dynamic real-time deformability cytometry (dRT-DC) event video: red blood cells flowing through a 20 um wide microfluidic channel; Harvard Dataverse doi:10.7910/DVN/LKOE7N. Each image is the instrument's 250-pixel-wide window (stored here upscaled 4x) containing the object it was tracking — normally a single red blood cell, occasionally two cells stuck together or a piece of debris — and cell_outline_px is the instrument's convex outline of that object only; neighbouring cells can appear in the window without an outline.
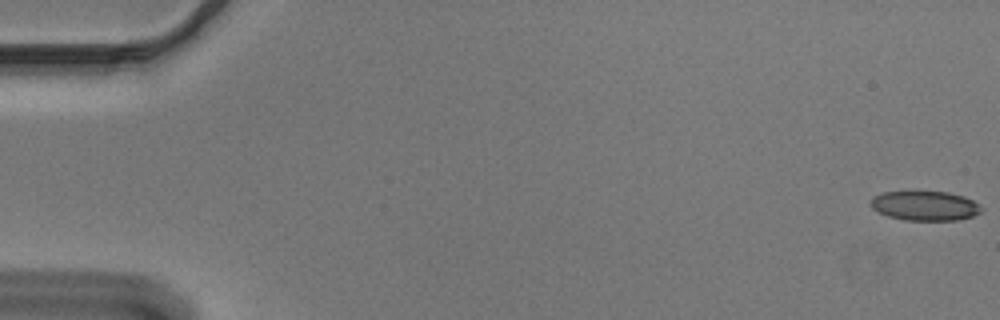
{"species": "Egyptian fruit bat (a non-hibernating species)", "species_latin": "Rousettus aegyptiacus", "temperature_condition": "cold", "stored_images_in_passage": 55, "camera_frame_rate_fps": 3000, "um_per_image_px": 0.085, "animal": {"sex": "male"}, "frame": {"image": 1, "passage_image": 1, "time_ms": 0.0, "image_size_px": [1000, 320], "cell_outline_px": [[984, 208], [980, 212], [972, 216], [956, 220], [904, 220], [888, 216], [872, 208], [868, 204], [872, 196], [884, 192], [948, 192], [964, 196], [980, 204]], "centroid_in_image_um": [78.61, 17.49], "position_along_channel_um": 6.4, "area_um2": 19.07}}
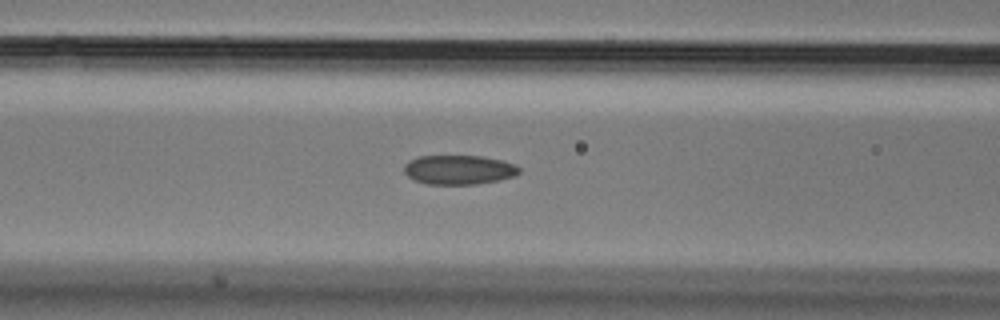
{"frame": {"image": 2, "passage_image": 23, "time_ms": 7.333, "image_size_px": [1000, 320], "cell_outline_px": [[520, 172], [516, 176], [500, 180], [476, 184], [428, 184], [412, 180], [404, 172], [404, 164], [408, 160], [416, 156], [484, 156], [504, 160], [516, 164], [520, 168]], "centroid_in_image_um": [39.02, 14.42], "position_along_channel_um": 127.6, "area_um2": 20.06}}
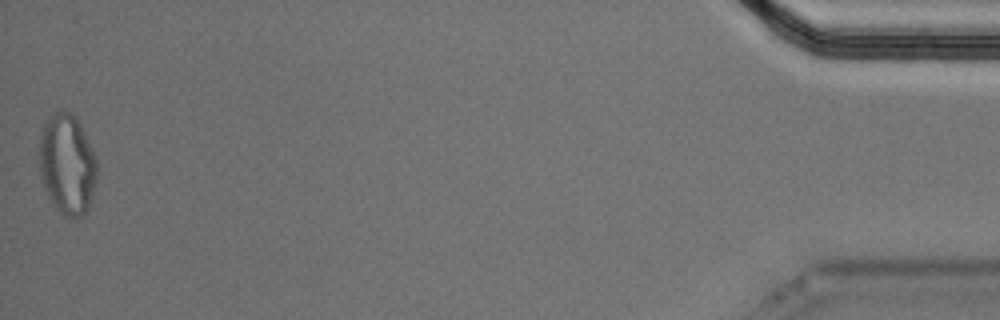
{"frame": {"image": 3, "passage_image": 55, "time_ms": 18.0, "image_size_px": [1000, 320], "cell_outline_px": [[96, 180], [88, 212], [84, 216], [64, 216], [56, 208], [48, 196], [44, 188], [40, 176], [40, 136], [44, 120], [48, 116], [56, 112], [68, 112], [76, 116], [96, 156]], "centroid_in_image_um": [5.71, 13.97], "position_along_channel_um": 429.5, "area_um2": 33.81}, "authors_computed_cell_mechanics": {"area_um2": 20.2878, "velocity_mm_per_s": 3.6734, "shape_relaxation_time_tau1_ms": 8.9642, "shape_relaxation_time_tau2_ms": 3.1308, "deformation_change_tau1": 0.1527, "deformation_change_tau2": 0.0956}}